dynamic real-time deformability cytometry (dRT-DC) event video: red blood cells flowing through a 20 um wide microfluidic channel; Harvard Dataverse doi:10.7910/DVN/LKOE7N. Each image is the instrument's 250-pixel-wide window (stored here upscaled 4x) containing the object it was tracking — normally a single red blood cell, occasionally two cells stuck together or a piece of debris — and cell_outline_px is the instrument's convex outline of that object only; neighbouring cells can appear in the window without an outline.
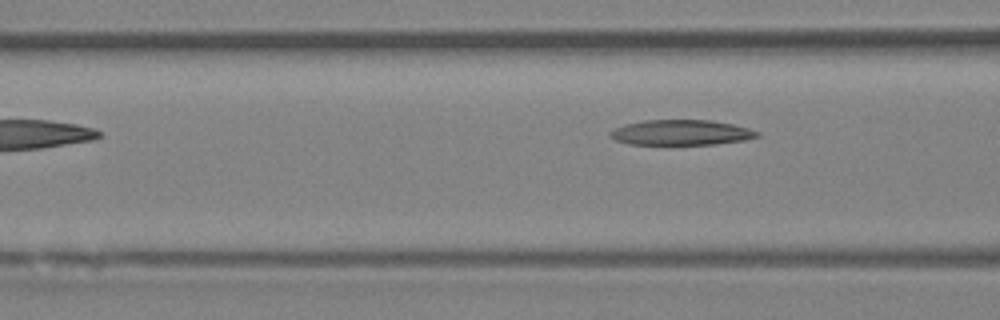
{"species": "Egyptian fruit bat (a non-hibernating species)", "species_latin": "Rousettus aegyptiacus", "temperature_condition": "room temperature", "stored_images_in_passage": 5, "camera_frame_rate_fps": 3000, "um_per_image_px": 0.085, "animal": {"sex": "female"}, "frame": {"image": 1, "passage_image": 5, "time_ms": 5.333, "image_size_px": [1000, 320], "cell_outline_px": [[760, 136], [744, 140], [716, 144], [628, 144], [616, 140], [608, 136], [608, 132], [624, 124], [644, 120], [712, 120], [732, 124], [748, 128], [760, 132]], "centroid_in_image_um": [57.89, 11.26], "position_along_channel_um": 108.7, "area_um2": 21.68}}